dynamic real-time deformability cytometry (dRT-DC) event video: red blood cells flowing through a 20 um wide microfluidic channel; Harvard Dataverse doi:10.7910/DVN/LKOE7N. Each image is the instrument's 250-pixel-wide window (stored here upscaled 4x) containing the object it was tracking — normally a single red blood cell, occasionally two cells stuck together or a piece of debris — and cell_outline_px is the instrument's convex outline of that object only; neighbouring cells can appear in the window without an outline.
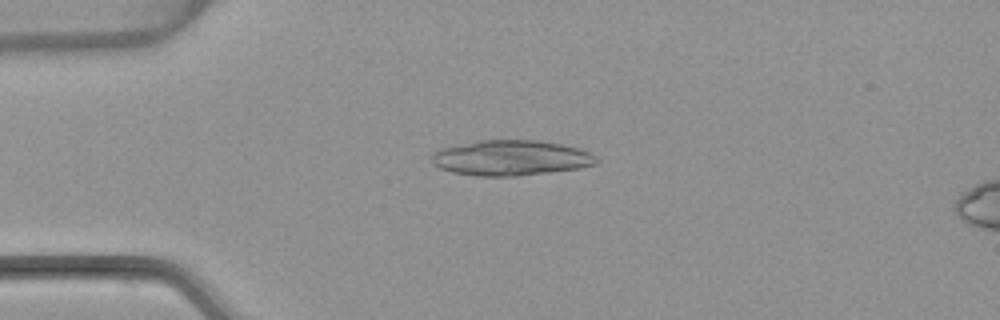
{"species": "common noctule bat (a hibernating species)", "species_latin": "Nyctalus noctula", "temperature_condition": "warm", "stored_images_in_passage": 52, "camera_frame_rate_fps": 3000, "um_per_image_px": 0.085, "animal": {"sex": "female", "body_mass_g": 22.7, "forearm_length_mm": 54.2}, "frame": {"image": 1, "passage_image": 13, "time_ms": 4.0, "image_size_px": [1000, 320], "cell_outline_px": [[600, 160], [596, 164], [580, 168], [516, 176], [476, 176], [452, 172], [440, 168], [432, 164], [432, 152], [440, 148], [456, 144], [476, 140], [536, 140], [560, 144], [580, 148], [592, 152]], "centroid_in_image_um": [43.42, 13.41], "position_along_channel_um": 41.6, "area_um2": 34.28}}